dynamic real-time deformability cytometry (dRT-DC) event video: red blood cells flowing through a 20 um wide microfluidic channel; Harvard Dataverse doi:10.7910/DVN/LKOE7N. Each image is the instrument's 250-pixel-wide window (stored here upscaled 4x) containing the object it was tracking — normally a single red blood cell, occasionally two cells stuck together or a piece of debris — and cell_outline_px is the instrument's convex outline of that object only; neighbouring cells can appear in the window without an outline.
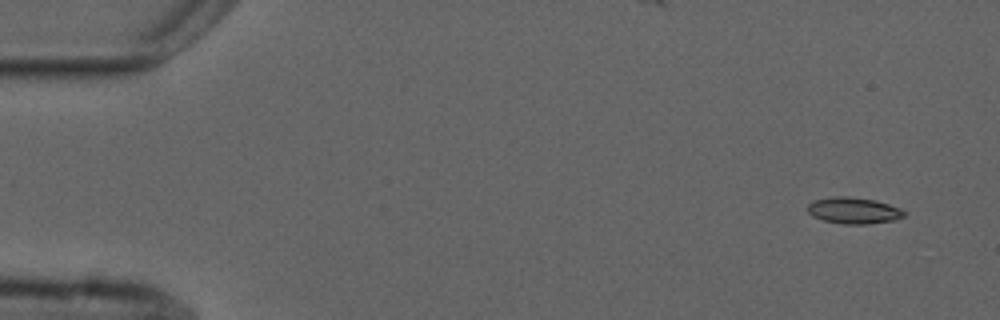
{"species": "common noctule bat (a hibernating species)", "species_latin": "Nyctalus noctula", "temperature_condition": "cold", "stored_images_in_passage": 4, "camera_frame_rate_fps": 3000, "um_per_image_px": 0.085, "animal": {"sex": "male", "forearm_length_mm": 52.5}, "frame": {"image": 1, "passage_image": 1, "time_ms": 0.0, "image_size_px": [1000, 320], "cell_outline_px": [[908, 212], [904, 216], [896, 220], [868, 224], [840, 224], [824, 220], [812, 216], [808, 212], [808, 204], [812, 200], [832, 196], [848, 196], [876, 200], [900, 208]], "centroid_in_image_um": [72.57, 17.89], "position_along_channel_um": 12.4, "area_um2": 15.09}}
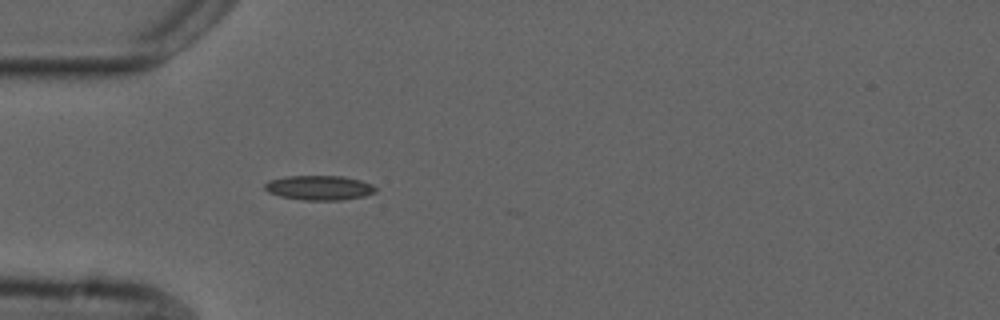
{"frame": {"image": 2, "passage_image": 4, "time_ms": 4.333, "image_size_px": [1000, 320], "cell_outline_px": [[376, 192], [364, 196], [340, 200], [304, 200], [280, 196], [268, 192], [264, 188], [264, 184], [268, 180], [288, 176], [344, 176], [360, 180], [372, 184], [376, 188]], "centroid_in_image_um": [27.13, 15.95], "position_along_channel_um": 57.9, "area_um2": 15.9}}